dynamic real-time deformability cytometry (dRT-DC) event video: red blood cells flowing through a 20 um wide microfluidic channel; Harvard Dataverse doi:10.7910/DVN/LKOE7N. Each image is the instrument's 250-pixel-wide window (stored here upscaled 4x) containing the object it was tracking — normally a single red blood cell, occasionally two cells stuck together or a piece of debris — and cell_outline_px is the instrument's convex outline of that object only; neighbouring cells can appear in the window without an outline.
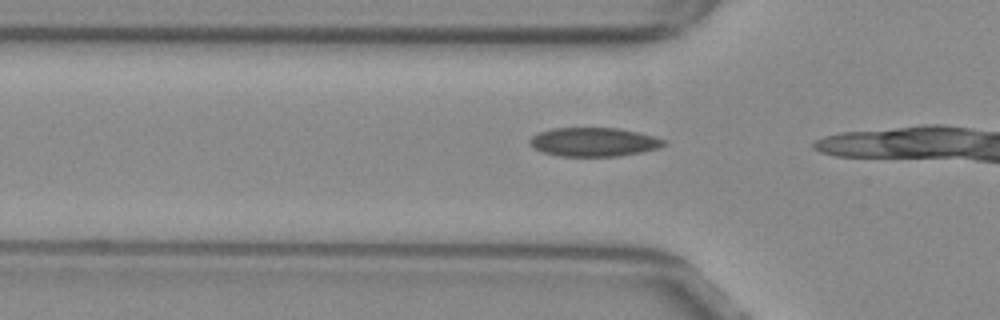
{"species": "common noctule bat (a hibernating species)", "species_latin": "Nyctalus noctula", "temperature_condition": "warm", "stored_images_in_passage": 7, "camera_frame_rate_fps": 3000, "um_per_image_px": 0.085, "animal": {"sex": "female", "body_mass_g": 29.2, "forearm_length_mm": 56.3}, "frame": {"image": 1, "passage_image": 3, "time_ms": 0.667, "image_size_px": [1000, 320], "cell_outline_px": [[668, 144], [660, 148], [640, 152], [616, 156], [560, 156], [544, 152], [532, 148], [528, 144], [528, 140], [532, 136], [540, 132], [552, 128], [620, 128], [652, 136], [664, 140]], "centroid_in_image_um": [50.44, 12.07], "position_along_channel_um": 75.4, "area_um2": 22.48}}
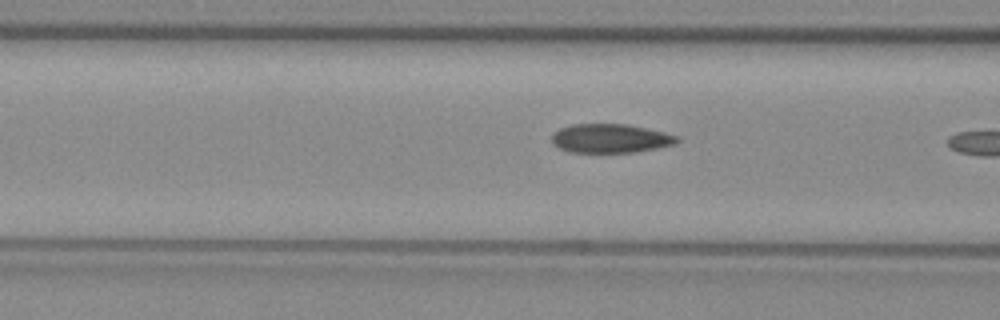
{"frame": {"image": 2, "passage_image": 6, "time_ms": 1.667, "image_size_px": [1000, 320], "cell_outline_px": [[680, 140], [676, 144], [636, 152], [568, 152], [552, 144], [552, 132], [560, 128], [572, 124], [628, 124], [664, 132], [676, 136]], "centroid_in_image_um": [51.86, 11.76], "position_along_channel_um": 114.7, "area_um2": 21.15}}